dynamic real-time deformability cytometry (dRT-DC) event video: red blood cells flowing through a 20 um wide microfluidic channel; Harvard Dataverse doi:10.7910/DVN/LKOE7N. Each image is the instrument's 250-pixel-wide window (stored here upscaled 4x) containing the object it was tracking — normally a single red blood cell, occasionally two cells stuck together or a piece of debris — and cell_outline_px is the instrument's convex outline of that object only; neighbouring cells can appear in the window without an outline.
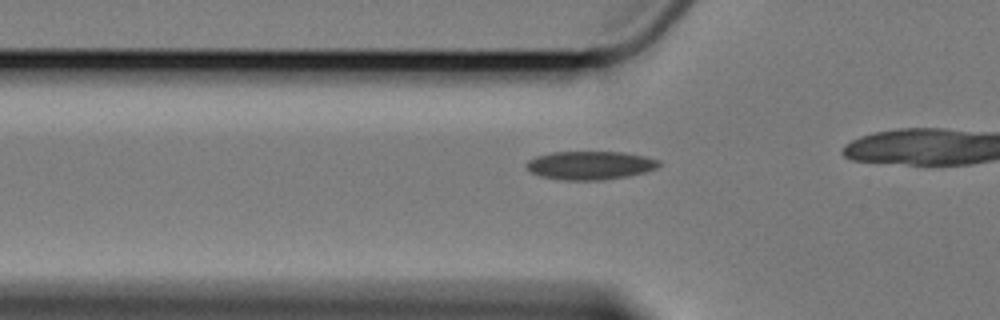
{"species": "Egyptian fruit bat (a non-hibernating species)", "species_latin": "Rousettus aegyptiacus", "temperature_condition": "cold", "stored_images_in_passage": 32, "camera_frame_rate_fps": 3000, "um_per_image_px": 0.085, "animal": {"sex": "female"}, "frame": {"image": 1, "passage_image": 5, "time_ms": 1.333, "image_size_px": [1000, 320], "cell_outline_px": [[660, 164], [656, 168], [644, 172], [628, 176], [604, 180], [560, 180], [540, 176], [532, 172], [524, 164], [528, 160], [536, 156], [552, 152], [624, 152], [644, 156], [660, 160]], "centroid_in_image_um": [50.15, 14.05], "position_along_channel_um": 75.7, "area_um2": 22.02}}
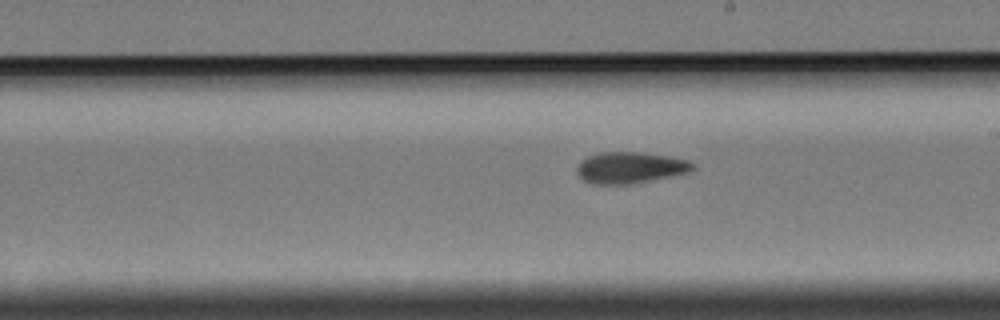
{"frame": {"image": 2, "passage_image": 19, "time_ms": 6.0, "image_size_px": [1000, 320], "cell_outline_px": [[696, 168], [688, 172], [652, 180], [632, 184], [592, 184], [584, 180], [576, 172], [576, 168], [580, 160], [588, 156], [600, 152], [644, 152], [668, 156], [688, 160], [696, 164]], "centroid_in_image_um": [53.56, 14.24], "position_along_channel_um": 235.4, "area_um2": 21.33}}
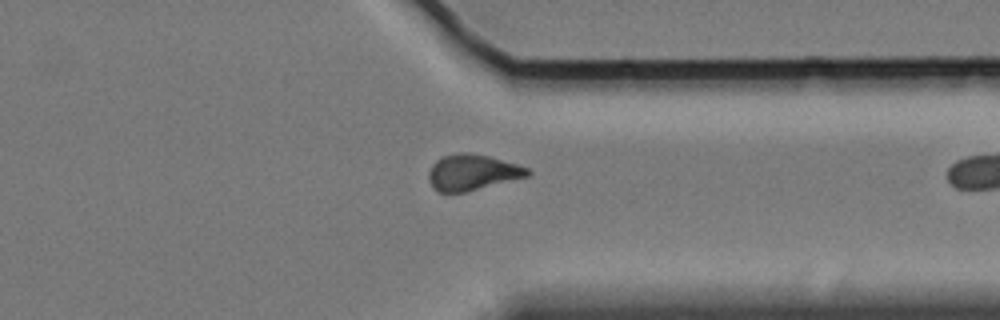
{"frame": {"image": 3, "passage_image": 31, "time_ms": 10.0, "image_size_px": [1000, 320], "cell_outline_px": [[532, 172], [528, 176], [464, 192], [440, 192], [432, 188], [428, 180], [428, 172], [432, 164], [436, 160], [444, 156], [460, 152], [472, 152], [488, 156], [516, 164], [528, 168]], "centroid_in_image_um": [40.11, 14.64], "position_along_channel_um": 371.3, "area_um2": 20.58}}